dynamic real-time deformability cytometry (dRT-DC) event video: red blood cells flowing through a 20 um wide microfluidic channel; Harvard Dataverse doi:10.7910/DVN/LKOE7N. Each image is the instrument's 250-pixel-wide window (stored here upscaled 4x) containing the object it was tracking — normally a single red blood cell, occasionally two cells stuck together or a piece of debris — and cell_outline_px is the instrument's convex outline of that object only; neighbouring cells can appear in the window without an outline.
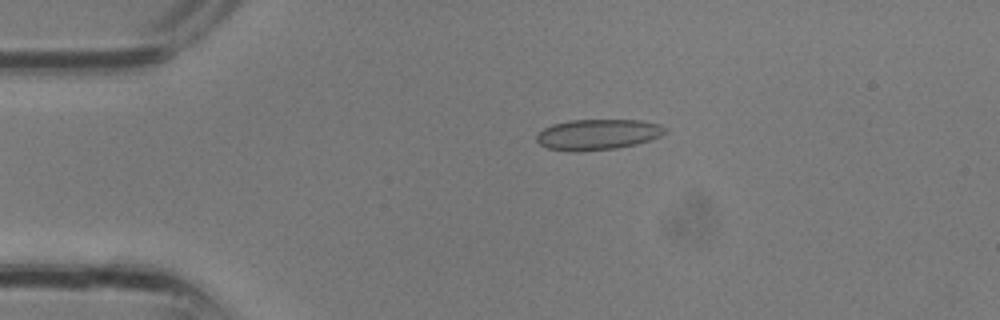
{"species": "common noctule bat (a hibernating species)", "species_latin": "Nyctalus noctula", "temperature_condition": "room temperature", "stored_images_in_passage": 6, "camera_frame_rate_fps": 3000, "um_per_image_px": 0.085, "animal": {"sex": "male", "body_mass_g": 13.3}, "frame": {"image": 1, "passage_image": 1, "time_ms": 0.0, "image_size_px": [1000, 320], "cell_outline_px": [[668, 132], [660, 136], [636, 144], [616, 148], [548, 148], [540, 144], [536, 140], [536, 136], [544, 128], [552, 124], [568, 120], [640, 120], [660, 124], [668, 128]], "centroid_in_image_um": [50.9, 11.36], "position_along_channel_um": 34.1, "area_um2": 22.02}}
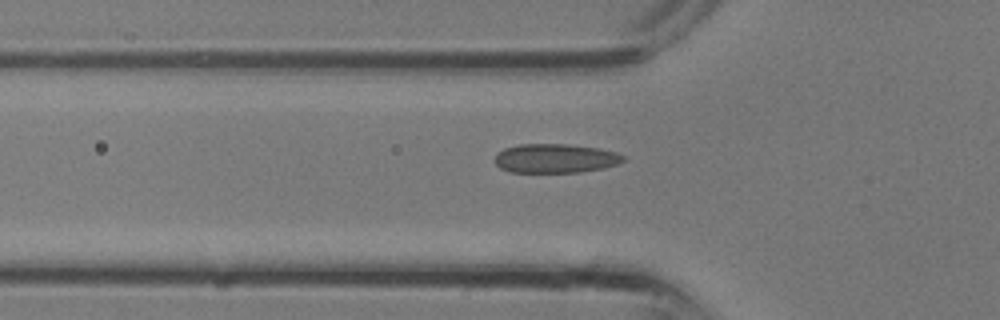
{"frame": {"image": 2, "passage_image": 5, "time_ms": 1.333, "image_size_px": [1000, 320], "cell_outline_px": [[624, 160], [616, 164], [604, 168], [580, 172], [512, 172], [500, 168], [496, 164], [496, 152], [504, 148], [520, 144], [568, 144], [596, 148], [616, 152], [624, 156]], "centroid_in_image_um": [47.18, 13.46], "position_along_channel_um": 78.6, "area_um2": 21.68}}